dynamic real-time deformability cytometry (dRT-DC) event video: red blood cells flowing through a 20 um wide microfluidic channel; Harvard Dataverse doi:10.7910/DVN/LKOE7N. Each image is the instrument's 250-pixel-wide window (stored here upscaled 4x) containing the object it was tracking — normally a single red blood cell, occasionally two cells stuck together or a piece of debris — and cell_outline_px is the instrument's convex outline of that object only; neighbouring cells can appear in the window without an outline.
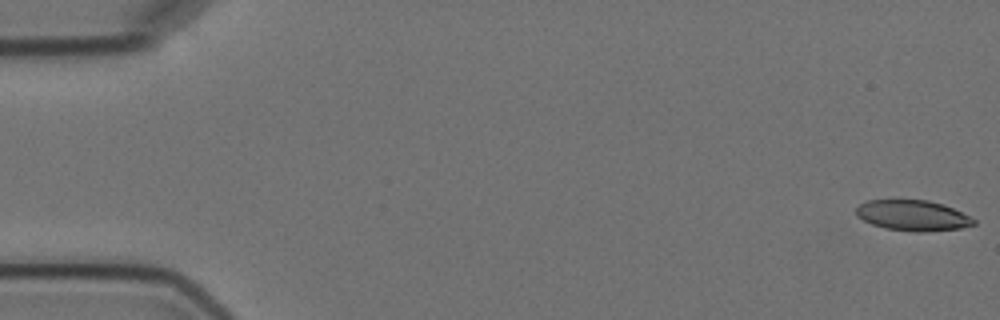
{"species": "Egyptian fruit bat (a non-hibernating species)", "species_latin": "Rousettus aegyptiacus", "temperature_condition": "cold", "stored_images_in_passage": 10, "camera_frame_rate_fps": 3000, "um_per_image_px": 0.085, "animal": {"sex": "female"}, "frame": {"image": 1, "passage_image": 1, "time_ms": 0.0, "image_size_px": [1000, 320], "cell_outline_px": [[976, 224], [960, 228], [920, 232], [916, 232], [884, 228], [872, 224], [856, 216], [856, 208], [860, 204], [868, 200], [928, 200], [944, 204], [976, 220]], "centroid_in_image_um": [77.57, 18.31], "position_along_channel_um": 7.4, "area_um2": 20.81}}
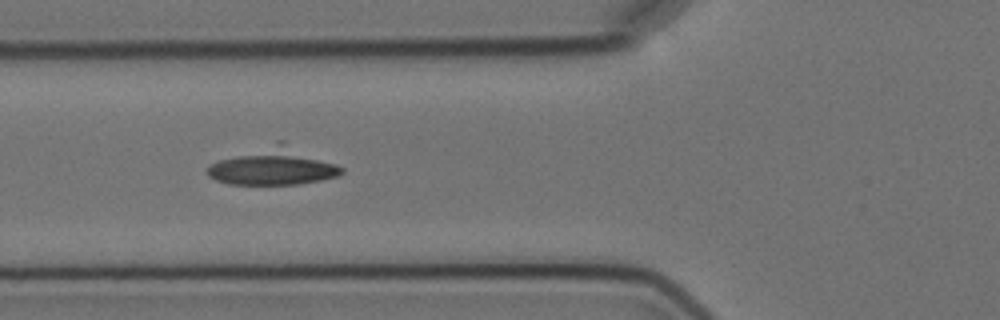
{"frame": {"image": 2, "passage_image": 6, "time_ms": 6.667, "image_size_px": [1000, 320], "cell_outline_px": [[344, 172], [336, 176], [320, 180], [296, 184], [228, 184], [216, 180], [208, 176], [204, 172], [216, 160], [276, 140], [284, 140], [336, 164], [344, 168]], "centroid_in_image_um": [23.2, 14.11], "position_along_channel_um": 102.6, "area_um2": 29.48}}
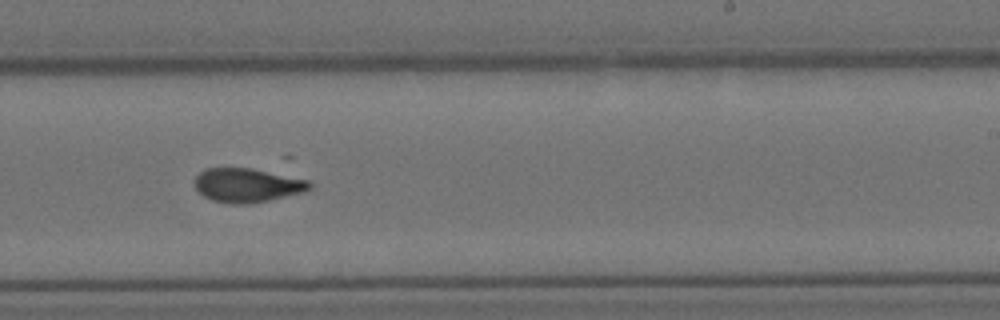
{"frame": {"image": 3, "passage_image": 10, "time_ms": 11.333, "image_size_px": [1000, 320], "cell_outline_px": [[312, 188], [304, 192], [268, 200], [248, 204], [232, 204], [212, 200], [204, 196], [196, 188], [196, 176], [200, 172], [208, 168], [252, 168], [308, 180], [312, 184]], "centroid_in_image_um": [21.03, 15.74], "position_along_channel_um": 268.0, "area_um2": 22.54}}